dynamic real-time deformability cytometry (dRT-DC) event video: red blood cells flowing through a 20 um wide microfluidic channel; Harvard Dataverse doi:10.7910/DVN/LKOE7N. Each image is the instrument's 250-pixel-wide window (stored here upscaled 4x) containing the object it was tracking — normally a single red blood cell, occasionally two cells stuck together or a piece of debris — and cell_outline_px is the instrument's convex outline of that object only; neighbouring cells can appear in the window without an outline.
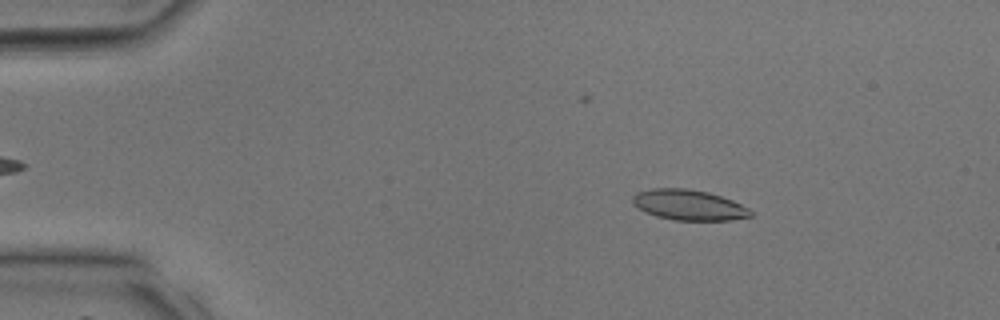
{"species": "common noctule bat (a hibernating species)", "species_latin": "Nyctalus noctula", "temperature_condition": "room temperature", "stored_images_in_passage": 37, "camera_frame_rate_fps": 3000, "um_per_image_px": 0.085, "animal": {"sex": "male", "body_mass_g": 17.9, "forearm_length_mm": 54.2}, "frame": {"image": 1, "passage_image": 6, "time_ms": 1.667, "image_size_px": [1000, 320], "cell_outline_px": [[752, 216], [732, 220], [672, 220], [656, 216], [644, 212], [632, 204], [632, 196], [636, 192], [652, 188], [688, 188], [708, 192], [732, 200], [748, 208], [752, 212]], "centroid_in_image_um": [58.5, 17.42], "position_along_channel_um": 26.5, "area_um2": 21.1}}
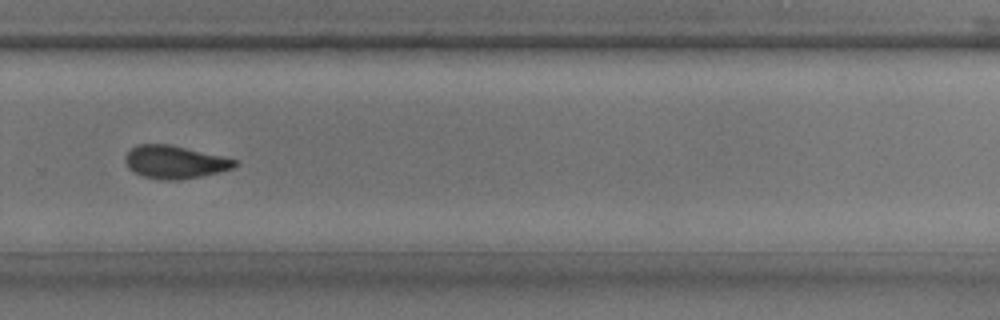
{"frame": {"image": 2, "passage_image": 26, "time_ms": 8.333, "image_size_px": [1000, 320], "cell_outline_px": [[236, 164], [232, 168], [200, 176], [180, 180], [164, 180], [144, 176], [132, 172], [128, 168], [124, 160], [124, 156], [136, 144], [168, 144], [220, 156], [236, 160]], "centroid_in_image_um": [14.77, 13.77], "position_along_channel_um": 315.0, "area_um2": 20.63}}
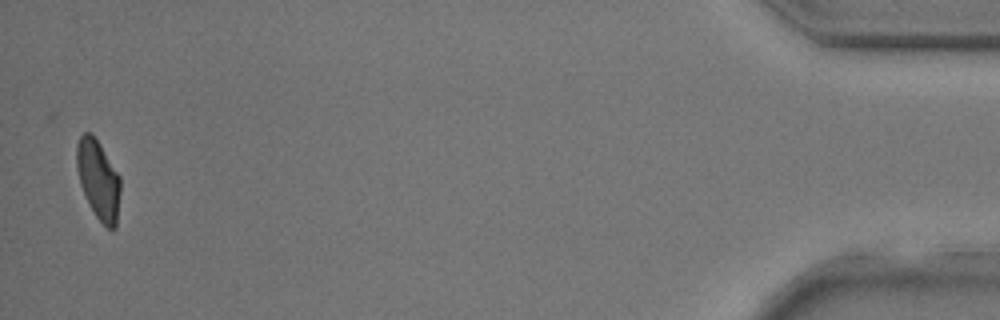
{"frame": {"image": 3, "passage_image": 37, "time_ms": 12.0, "image_size_px": [1000, 320], "cell_outline_px": [[120, 192], [116, 228], [112, 232], [96, 216], [88, 204], [80, 184], [76, 168], [76, 144], [80, 136], [84, 132], [92, 132], [100, 144], [120, 176]], "centroid_in_image_um": [8.35, 15.26], "position_along_channel_um": 426.9, "area_um2": 20.4}}